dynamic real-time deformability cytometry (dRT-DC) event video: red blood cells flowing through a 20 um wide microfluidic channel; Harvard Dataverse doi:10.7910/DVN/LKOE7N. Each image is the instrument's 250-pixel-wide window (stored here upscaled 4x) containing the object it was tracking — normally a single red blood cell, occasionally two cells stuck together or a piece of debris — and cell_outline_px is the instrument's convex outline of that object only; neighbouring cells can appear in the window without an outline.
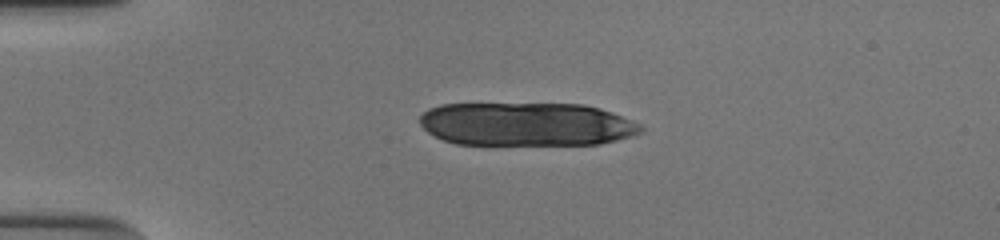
{"species": "human", "species_latin": "Homo sapiens", "temperature_condition": "cold", "stored_images_in_passage": 40, "camera_frame_rate_fps": 3000, "um_per_image_px": 0.085, "donor": {"sex": "male"}, "frame": {"image": 1, "passage_image": 1, "time_ms": 0.0, "image_size_px": [1000, 240], "cell_outline_px": [[644, 132], [632, 136], [600, 144], [456, 144], [444, 140], [428, 132], [420, 124], [420, 116], [428, 108], [440, 104], [584, 104], [600, 108], [612, 112], [632, 120], [640, 124], [644, 128]], "centroid_in_image_um": [44.78, 10.55], "position_along_channel_um": 40.2, "area_um2": 56.12}}
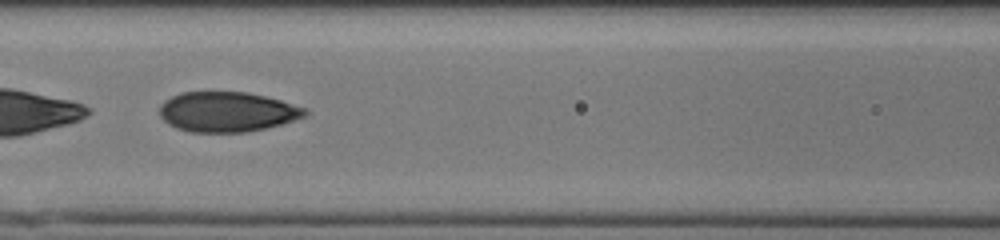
{"frame": {"image": 2, "passage_image": 13, "time_ms": 4.0, "image_size_px": [1000, 240], "cell_outline_px": [[308, 116], [280, 124], [264, 128], [244, 132], [188, 132], [176, 128], [168, 124], [160, 116], [160, 104], [164, 100], [172, 96], [184, 92], [248, 92], [280, 100], [308, 108]], "centroid_in_image_um": [19.31, 9.5], "position_along_channel_um": 147.3, "area_um2": 33.99}}
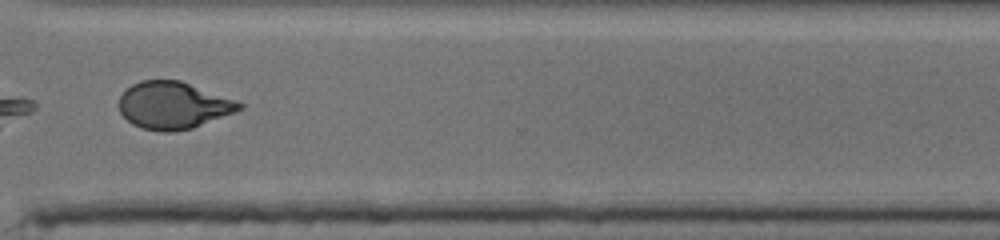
{"frame": {"image": 3, "passage_image": 29, "time_ms": 9.333, "image_size_px": [1000, 240], "cell_outline_px": [[244, 108], [192, 128], [172, 132], [164, 132], [144, 128], [132, 124], [120, 112], [120, 96], [132, 84], [140, 80], [180, 80], [244, 104]], "centroid_in_image_um": [14.71, 8.95], "position_along_channel_um": 355.9, "area_um2": 32.48}, "authors_computed_cell_mechanics": {"area_um2": 34.7378, "velocity_mm_per_s": 3.9138, "shape_relaxation_time_tau1_ms": 8.2895, "shape_relaxation_time_tau2_ms": 1.0051, "deformation_change_tau1": 0.2197, "deformation_change_tau2": 0.0619}}